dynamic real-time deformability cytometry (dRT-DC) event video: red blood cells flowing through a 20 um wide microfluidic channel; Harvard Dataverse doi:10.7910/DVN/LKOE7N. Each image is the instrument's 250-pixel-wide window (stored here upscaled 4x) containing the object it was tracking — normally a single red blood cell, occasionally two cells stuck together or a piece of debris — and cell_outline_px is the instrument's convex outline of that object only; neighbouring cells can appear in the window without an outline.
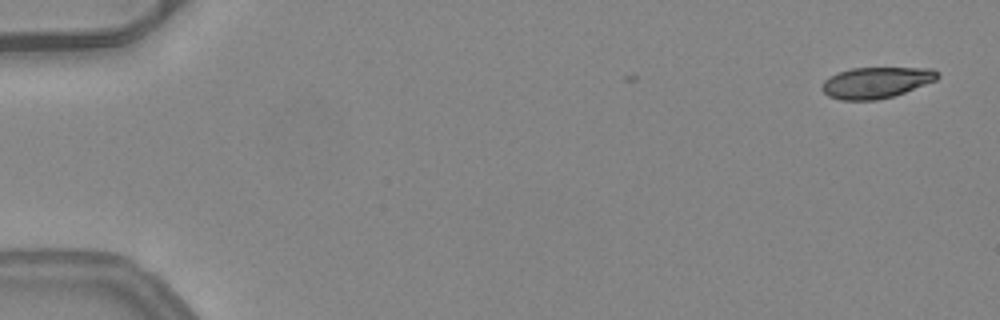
{"species": "common noctule bat (a hibernating species)", "species_latin": "Nyctalus noctula", "temperature_condition": "warm", "stored_images_in_passage": 2, "camera_frame_rate_fps": 3000, "um_per_image_px": 0.085, "animal": {"sex": "female", "body_mass_g": 24.6, "forearm_length_mm": 56.2}, "frame": {"image": 1, "passage_image": 2, "time_ms": 0.333, "image_size_px": [1000, 320], "cell_outline_px": [[940, 76], [936, 80], [904, 92], [892, 96], [876, 100], [840, 100], [828, 96], [820, 88], [820, 84], [828, 76], [852, 68], [932, 68], [940, 72]], "centroid_in_image_um": [74.45, 7.01], "position_along_channel_um": 10.6, "area_um2": 20.98}}